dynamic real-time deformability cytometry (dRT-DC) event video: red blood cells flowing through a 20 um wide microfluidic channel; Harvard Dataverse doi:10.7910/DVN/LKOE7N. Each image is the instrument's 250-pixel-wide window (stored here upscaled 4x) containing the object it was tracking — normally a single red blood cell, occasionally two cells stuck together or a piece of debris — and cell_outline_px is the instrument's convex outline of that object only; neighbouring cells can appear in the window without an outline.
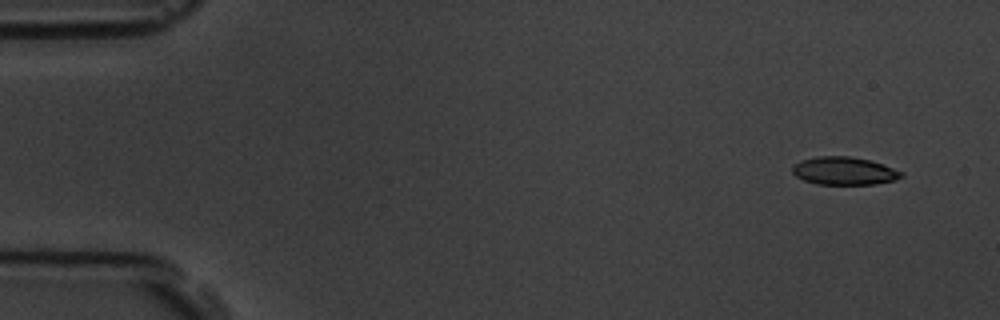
{"species": "common noctule bat (a hibernating species)", "species_latin": "Nyctalus noctula", "temperature_condition": "room temperature", "stored_images_in_passage": 4, "camera_frame_rate_fps": 3000, "um_per_image_px": 0.085, "animal": {"sex": "male", "body_mass_g": 19.5, "forearm_length_mm": 54.6}, "frame": {"image": 1, "passage_image": 1, "time_ms": 0.0, "image_size_px": [1000, 320], "cell_outline_px": [[904, 176], [896, 180], [876, 184], [816, 184], [804, 180], [796, 176], [792, 172], [792, 164], [800, 160], [816, 156], [848, 156], [872, 160], [904, 172]], "centroid_in_image_um": [71.76, 14.52], "position_along_channel_um": 13.2, "area_um2": 17.98}}